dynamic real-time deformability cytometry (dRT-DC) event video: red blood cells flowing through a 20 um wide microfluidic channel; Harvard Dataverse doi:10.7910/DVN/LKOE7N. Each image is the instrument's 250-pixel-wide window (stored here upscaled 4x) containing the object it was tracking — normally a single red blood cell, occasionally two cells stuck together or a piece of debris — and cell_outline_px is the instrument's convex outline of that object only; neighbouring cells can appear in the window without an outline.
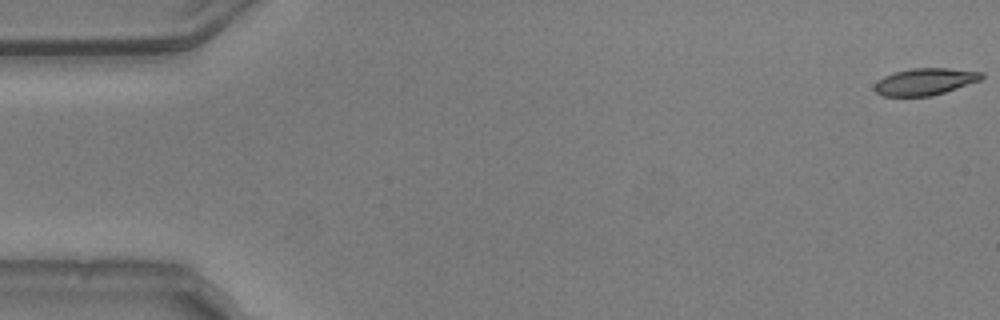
{"species": "common noctule bat (a hibernating species)", "species_latin": "Nyctalus noctula", "temperature_condition": "warm", "stored_images_in_passage": 54, "camera_frame_rate_fps": 3000, "um_per_image_px": 0.085, "animal": {"sex": "male", "body_mass_g": 20.5, "forearm_length_mm": 52.5}, "frame": {"image": 1, "passage_image": 1, "time_ms": 0.0, "image_size_px": [1000, 320], "cell_outline_px": [[984, 76], [980, 80], [932, 96], [884, 96], [876, 92], [872, 88], [876, 80], [884, 76], [896, 72], [912, 68], [948, 68], [984, 72]], "centroid_in_image_um": [78.59, 6.93], "position_along_channel_um": 6.4, "area_um2": 16.76}}
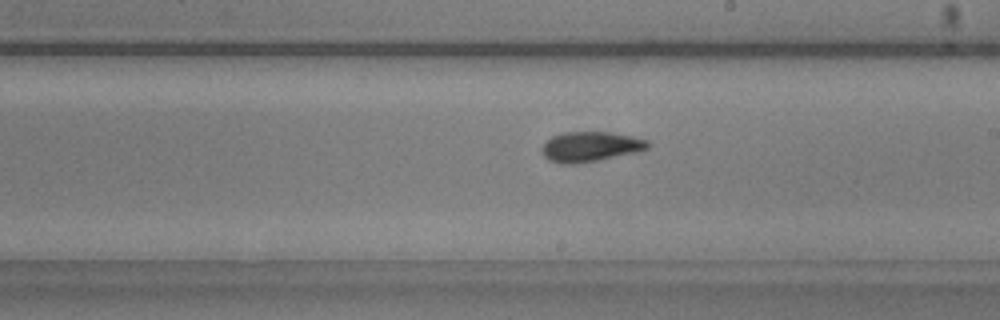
{"frame": {"image": 2, "passage_image": 31, "time_ms": 10.0, "image_size_px": [1000, 320], "cell_outline_px": [[652, 144], [648, 148], [636, 152], [596, 160], [572, 164], [560, 164], [548, 160], [544, 156], [540, 148], [552, 136], [564, 132], [608, 132], [632, 136], [648, 140]], "centroid_in_image_um": [50.17, 12.46], "position_along_channel_um": 238.8, "area_um2": 18.44}}
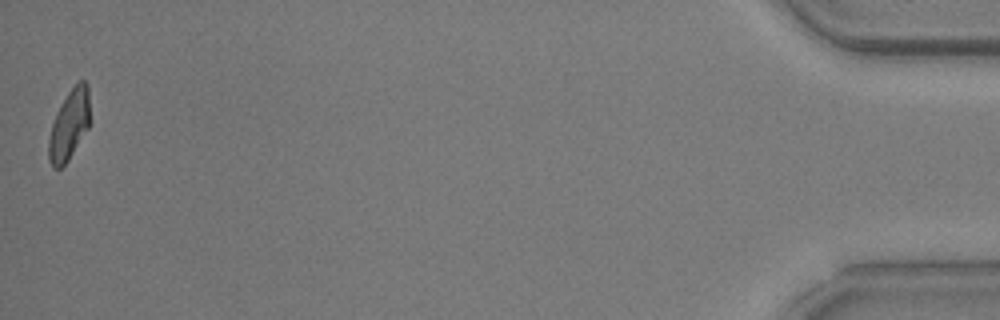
{"frame": {"image": 3, "passage_image": 54, "time_ms": 17.667, "image_size_px": [1000, 320], "cell_outline_px": [[88, 128], [68, 160], [60, 168], [52, 168], [48, 160], [48, 140], [52, 124], [68, 92], [80, 80], [84, 80], [88, 84]], "centroid_in_image_um": [5.86, 10.66], "position_along_channel_um": 429.3, "area_um2": 16.3}, "authors_computed_cell_mechanics": {"area_um2": 17.7446, "velocity_mm_per_s": 3.7564, "shape_relaxation_time_tau1_ms": 3.3303, "shape_relaxation_time_tau2_ms": 1.4458, "deformation_change_tau1": 0.1504, "deformation_change_tau2": 0.0672}}